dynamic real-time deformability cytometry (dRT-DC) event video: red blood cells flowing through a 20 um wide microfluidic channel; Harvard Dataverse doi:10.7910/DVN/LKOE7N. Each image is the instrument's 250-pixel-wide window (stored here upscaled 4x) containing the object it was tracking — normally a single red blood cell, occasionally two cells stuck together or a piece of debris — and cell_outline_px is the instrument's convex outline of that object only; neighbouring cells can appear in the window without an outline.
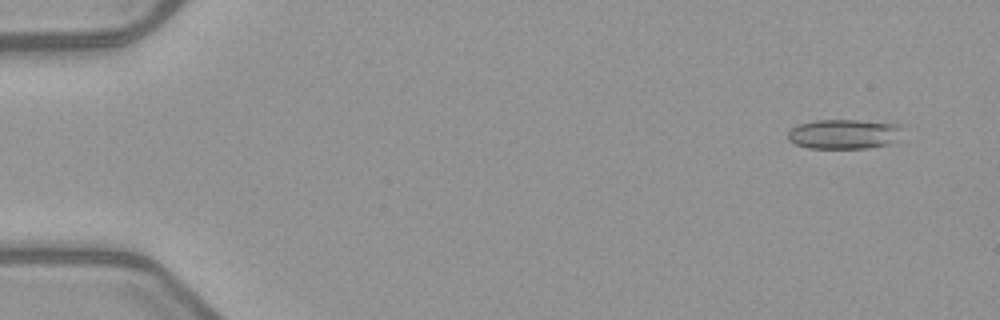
{"species": "common noctule bat (a hibernating species)", "species_latin": "Nyctalus noctula", "temperature_condition": "warm", "stored_images_in_passage": 4, "camera_frame_rate_fps": 3000, "um_per_image_px": 0.085, "animal": {"sex": "female", "body_mass_g": 21.9}, "frame": {"image": 1, "passage_image": 1, "time_ms": 0.0, "image_size_px": [1000, 320], "cell_outline_px": [[900, 140], [888, 144], [868, 148], [808, 148], [796, 144], [788, 140], [788, 132], [796, 124], [816, 120], [860, 120], [900, 124]], "centroid_in_image_um": [71.74, 11.39], "position_along_channel_um": 13.3, "area_um2": 20.0}}
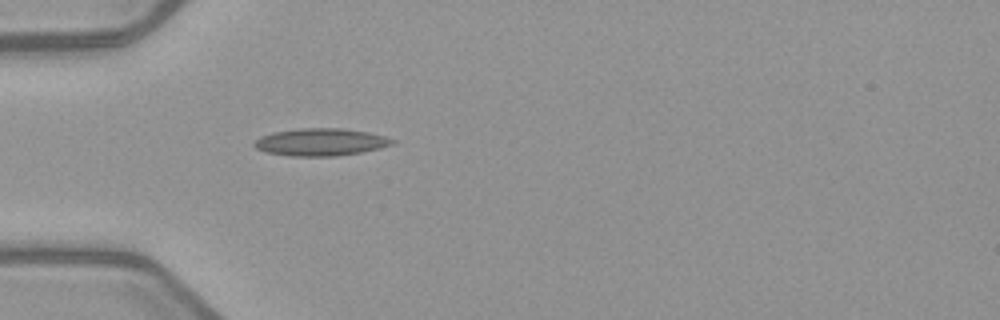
{"frame": {"image": 2, "passage_image": 4, "time_ms": 4.333, "image_size_px": [1000, 320], "cell_outline_px": [[396, 144], [380, 148], [360, 152], [336, 156], [288, 156], [268, 152], [256, 148], [252, 144], [260, 136], [272, 132], [300, 128], [344, 128], [368, 132], [384, 136], [396, 140]], "centroid_in_image_um": [27.27, 12.07], "position_along_channel_um": 57.7, "area_um2": 22.14}}